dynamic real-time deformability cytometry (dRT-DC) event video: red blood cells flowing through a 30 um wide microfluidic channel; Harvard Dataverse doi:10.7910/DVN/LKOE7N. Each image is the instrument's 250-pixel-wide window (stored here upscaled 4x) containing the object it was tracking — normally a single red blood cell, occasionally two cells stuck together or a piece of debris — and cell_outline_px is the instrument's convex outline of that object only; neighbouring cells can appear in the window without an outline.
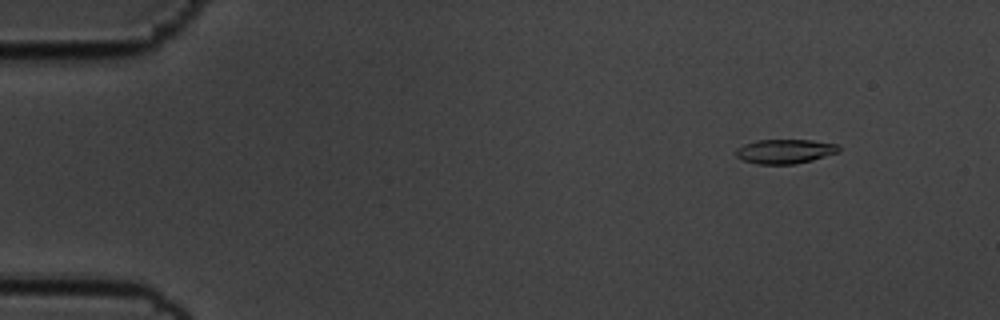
{"species": "common noctule bat (a hibernating species)", "species_latin": "Nyctalus noctula", "temperature_condition": "cold", "stored_images_in_passage": 16, "camera_frame_rate_fps": 3000, "um_per_image_px": 0.085, "animal": {"sex": "male", "body_mass_g": 19.5, "forearm_length_mm": 54.6}, "frame": {"image": 1, "passage_image": 7, "time_ms": 2.0, "image_size_px": [1000, 320], "cell_outline_px": [[840, 152], [812, 160], [796, 164], [756, 164], [744, 160], [736, 156], [736, 148], [744, 144], [756, 140], [812, 140], [836, 144], [840, 148]], "centroid_in_image_um": [66.72, 12.86], "position_along_channel_um": 18.3, "area_um2": 14.62}}